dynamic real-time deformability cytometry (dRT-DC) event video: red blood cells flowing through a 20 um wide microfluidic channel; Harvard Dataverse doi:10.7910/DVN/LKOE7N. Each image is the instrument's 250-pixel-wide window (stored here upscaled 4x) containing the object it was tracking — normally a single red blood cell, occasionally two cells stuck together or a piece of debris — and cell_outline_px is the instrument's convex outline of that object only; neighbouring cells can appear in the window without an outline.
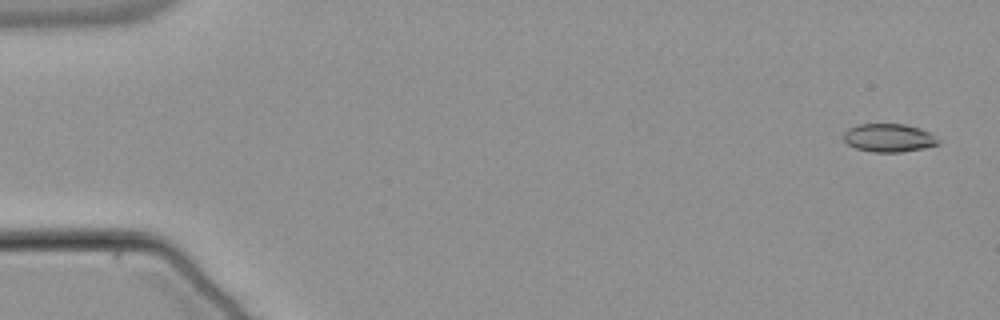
{"species": "common noctule bat (a hibernating species)", "species_latin": "Nyctalus noctula", "temperature_condition": "warm", "stored_images_in_passage": 14, "camera_frame_rate_fps": 3000, "um_per_image_px": 0.085, "animal": {"sex": "male", "body_mass_g": 21.5, "forearm_length_mm": 52.0}, "frame": {"image": 1, "passage_image": 3, "time_ms": 0.667, "image_size_px": [1000, 320], "cell_outline_px": [[940, 144], [900, 152], [872, 152], [856, 148], [848, 144], [844, 140], [844, 132], [848, 128], [856, 124], [904, 124], [920, 128], [928, 132]], "centroid_in_image_um": [75.48, 11.71], "position_along_channel_um": 9.5, "area_um2": 15.32}}